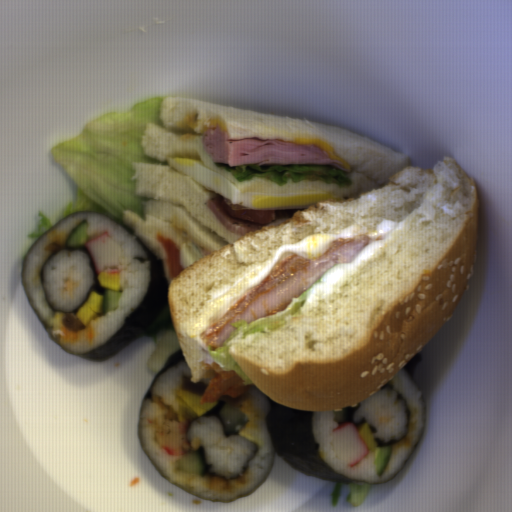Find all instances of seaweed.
Here are the masks:
<instances>
[{
    "instance_id": "ac131d1f",
    "label": "seaweed",
    "mask_w": 512,
    "mask_h": 512,
    "mask_svg": "<svg viewBox=\"0 0 512 512\" xmlns=\"http://www.w3.org/2000/svg\"><path fill=\"white\" fill-rule=\"evenodd\" d=\"M184 362H187L183 353H182V350L181 348H178L177 350H175L173 353H171L168 358L165 360V362L163 363V365L161 366V368L159 369V371L155 374L141 404H140V409H139V418H138V428H137V433L140 437V419H141V410H142V404L148 394V392L150 391V389L153 387V385L157 382V380L163 376L166 372H168L171 368H173L175 365H178V364H181V363H184Z\"/></svg>"
},
{
    "instance_id": "1faa68ee",
    "label": "seaweed",
    "mask_w": 512,
    "mask_h": 512,
    "mask_svg": "<svg viewBox=\"0 0 512 512\" xmlns=\"http://www.w3.org/2000/svg\"><path fill=\"white\" fill-rule=\"evenodd\" d=\"M415 384L417 387L422 403L423 408L425 412V417L421 429V433L417 439V442L412 450V452L409 454V456L406 458V460L403 462V464L400 466V468L397 470V472L394 474L393 477L389 478L388 480L384 482H378V483H369L362 480L354 479L351 477H347L330 467L324 459L319 455L318 448L320 446V443L318 440L315 439L313 434V416L315 411H302L294 408L287 407L285 405H282L280 403L275 402L272 398L268 397V403H269V409L265 414V421L267 424V428L270 434L271 438V444H272V453H273V459L270 467V471L267 474V476L263 479V481L259 484V486L254 489L252 492L247 494L246 496L231 500L235 501L247 496H250L253 494L256 490H258L260 487H262L267 480L274 464L277 459V455L290 467L301 473L302 475L322 479V480H328V481H334V482H343V483H354V484H379V483H386L388 481L393 480L399 472L402 470V468L405 466L407 461L410 459V457L415 452L422 436L424 433L426 421H427V414H428V406H427V399L426 395L423 392L422 388L418 384L415 377L408 372L404 367L401 369ZM154 466V465H153ZM155 470L160 474V476L167 481L169 484L173 485L174 487L182 490L183 492L190 494L192 496H195L191 494L190 492L184 490L183 488L177 486L176 484L170 482L167 480L160 471L154 466ZM200 499H204L207 501H211L214 503H226L230 501H216L212 499H207L199 496H195Z\"/></svg>"
},
{
    "instance_id": "45ffbabd",
    "label": "seaweed",
    "mask_w": 512,
    "mask_h": 512,
    "mask_svg": "<svg viewBox=\"0 0 512 512\" xmlns=\"http://www.w3.org/2000/svg\"><path fill=\"white\" fill-rule=\"evenodd\" d=\"M81 211H91L107 217L108 219L120 225L139 244V246L144 251L145 256H133V259L141 264L149 263L150 268V277L145 293L143 294L136 308L130 313V315L125 319L124 323L112 334V336L107 341L80 353L68 352L63 346H61L54 339L46 325L43 323L33 308L30 300L29 305L50 339L63 351L96 361H104L113 357L121 350L129 346L135 339H137L144 331H146L170 309L168 303V288L171 281L165 278L164 264L162 260L156 256L149 249V247L134 233L131 226L96 210H75L67 215H64L58 221H56L53 226H51L38 237V239L28 249V253L63 218L74 212Z\"/></svg>"
},
{
    "instance_id": "7513b1e5",
    "label": "seaweed",
    "mask_w": 512,
    "mask_h": 512,
    "mask_svg": "<svg viewBox=\"0 0 512 512\" xmlns=\"http://www.w3.org/2000/svg\"><path fill=\"white\" fill-rule=\"evenodd\" d=\"M66 250H80L84 253L87 254L88 258H89V263H90V268L92 270V276H93V283H92V287L87 295V297L81 302V304L76 308L74 309L73 311H58L56 310L55 308H53L51 306V304L49 303L46 295H45V292H44V287H43V281H44V276L42 274V271L44 269V266L45 264L49 261V259L57 254L58 252L60 251H66ZM39 278H40V284H41V287H42V290H43V293L45 295V298H46V301H47V304L48 306L50 307L51 310L55 311V312H63V313H76L87 301V299L89 298L90 294L92 292H97L99 293L100 295L101 294H104V288L101 286L100 282H99V278H98V272L94 266V263H93V260H92V256H91V253L90 251L87 249V247L85 245H70V246H66V247H61L59 248L58 250L54 251L53 253L50 254V256L47 258V260L44 262V264L42 265L41 267V270L39 272Z\"/></svg>"
}]
</instances>
